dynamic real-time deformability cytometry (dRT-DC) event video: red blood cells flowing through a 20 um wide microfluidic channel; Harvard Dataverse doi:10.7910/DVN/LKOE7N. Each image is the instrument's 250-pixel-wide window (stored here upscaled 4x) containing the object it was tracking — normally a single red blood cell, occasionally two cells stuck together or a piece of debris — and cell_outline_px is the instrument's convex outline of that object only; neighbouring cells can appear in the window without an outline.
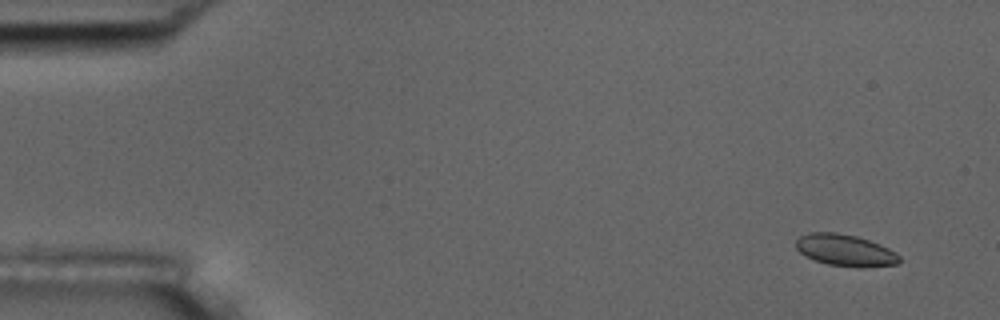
{"species": "common noctule bat (a hibernating species)", "species_latin": "Nyctalus noctula", "temperature_condition": "room temperature", "stored_images_in_passage": 7, "camera_frame_rate_fps": 3000, "um_per_image_px": 0.085, "animal": {"sex": "male", "body_mass_g": 17.5, "forearm_length_mm": 52.3}, "frame": {"image": 1, "passage_image": 2, "time_ms": 1.0, "image_size_px": [1000, 320], "cell_outline_px": [[900, 260], [896, 264], [828, 264], [816, 260], [800, 252], [796, 248], [796, 240], [800, 236], [808, 232], [836, 232], [856, 236], [880, 244], [896, 252], [900, 256]], "centroid_in_image_um": [71.78, 21.19], "position_along_channel_um": 13.2, "area_um2": 18.03}}